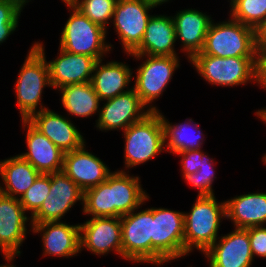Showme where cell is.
<instances>
[{
  "label": "cell",
  "instance_id": "obj_16",
  "mask_svg": "<svg viewBox=\"0 0 266 267\" xmlns=\"http://www.w3.org/2000/svg\"><path fill=\"white\" fill-rule=\"evenodd\" d=\"M204 257L209 267H251L254 257L248 228H234L230 233L219 236Z\"/></svg>",
  "mask_w": 266,
  "mask_h": 267
},
{
  "label": "cell",
  "instance_id": "obj_36",
  "mask_svg": "<svg viewBox=\"0 0 266 267\" xmlns=\"http://www.w3.org/2000/svg\"><path fill=\"white\" fill-rule=\"evenodd\" d=\"M257 86L266 90V50L257 52Z\"/></svg>",
  "mask_w": 266,
  "mask_h": 267
},
{
  "label": "cell",
  "instance_id": "obj_30",
  "mask_svg": "<svg viewBox=\"0 0 266 267\" xmlns=\"http://www.w3.org/2000/svg\"><path fill=\"white\" fill-rule=\"evenodd\" d=\"M92 22L107 30L113 20L115 5L118 0H69ZM110 22V23H109Z\"/></svg>",
  "mask_w": 266,
  "mask_h": 267
},
{
  "label": "cell",
  "instance_id": "obj_28",
  "mask_svg": "<svg viewBox=\"0 0 266 267\" xmlns=\"http://www.w3.org/2000/svg\"><path fill=\"white\" fill-rule=\"evenodd\" d=\"M57 91L61 93V105L68 116L89 118L99 115L102 101L90 82L66 85Z\"/></svg>",
  "mask_w": 266,
  "mask_h": 267
},
{
  "label": "cell",
  "instance_id": "obj_3",
  "mask_svg": "<svg viewBox=\"0 0 266 267\" xmlns=\"http://www.w3.org/2000/svg\"><path fill=\"white\" fill-rule=\"evenodd\" d=\"M226 220L225 201L215 195L197 196L189 213L184 212V257L194 248L204 254L219 238L222 219Z\"/></svg>",
  "mask_w": 266,
  "mask_h": 267
},
{
  "label": "cell",
  "instance_id": "obj_21",
  "mask_svg": "<svg viewBox=\"0 0 266 267\" xmlns=\"http://www.w3.org/2000/svg\"><path fill=\"white\" fill-rule=\"evenodd\" d=\"M58 56L48 61L51 88L91 81L97 60L86 55L66 52L59 48Z\"/></svg>",
  "mask_w": 266,
  "mask_h": 267
},
{
  "label": "cell",
  "instance_id": "obj_14",
  "mask_svg": "<svg viewBox=\"0 0 266 267\" xmlns=\"http://www.w3.org/2000/svg\"><path fill=\"white\" fill-rule=\"evenodd\" d=\"M105 256L113 252L122 258V228L120 217H93L80 223V251Z\"/></svg>",
  "mask_w": 266,
  "mask_h": 267
},
{
  "label": "cell",
  "instance_id": "obj_10",
  "mask_svg": "<svg viewBox=\"0 0 266 267\" xmlns=\"http://www.w3.org/2000/svg\"><path fill=\"white\" fill-rule=\"evenodd\" d=\"M138 209L120 217L122 258L132 263L152 264L153 207Z\"/></svg>",
  "mask_w": 266,
  "mask_h": 267
},
{
  "label": "cell",
  "instance_id": "obj_12",
  "mask_svg": "<svg viewBox=\"0 0 266 267\" xmlns=\"http://www.w3.org/2000/svg\"><path fill=\"white\" fill-rule=\"evenodd\" d=\"M155 9L145 0H118L112 24L126 54H131L141 43L148 21Z\"/></svg>",
  "mask_w": 266,
  "mask_h": 267
},
{
  "label": "cell",
  "instance_id": "obj_5",
  "mask_svg": "<svg viewBox=\"0 0 266 267\" xmlns=\"http://www.w3.org/2000/svg\"><path fill=\"white\" fill-rule=\"evenodd\" d=\"M124 168L119 171L129 172L165 151L164 129L161 111H153L142 120L131 124L123 131Z\"/></svg>",
  "mask_w": 266,
  "mask_h": 267
},
{
  "label": "cell",
  "instance_id": "obj_37",
  "mask_svg": "<svg viewBox=\"0 0 266 267\" xmlns=\"http://www.w3.org/2000/svg\"><path fill=\"white\" fill-rule=\"evenodd\" d=\"M258 50H266V23L257 31Z\"/></svg>",
  "mask_w": 266,
  "mask_h": 267
},
{
  "label": "cell",
  "instance_id": "obj_38",
  "mask_svg": "<svg viewBox=\"0 0 266 267\" xmlns=\"http://www.w3.org/2000/svg\"><path fill=\"white\" fill-rule=\"evenodd\" d=\"M5 1L14 5L20 12H22L23 9H25L24 7H26V5H28V3L31 2V0H5Z\"/></svg>",
  "mask_w": 266,
  "mask_h": 267
},
{
  "label": "cell",
  "instance_id": "obj_33",
  "mask_svg": "<svg viewBox=\"0 0 266 267\" xmlns=\"http://www.w3.org/2000/svg\"><path fill=\"white\" fill-rule=\"evenodd\" d=\"M21 12L5 0H0V45L14 33L19 26Z\"/></svg>",
  "mask_w": 266,
  "mask_h": 267
},
{
  "label": "cell",
  "instance_id": "obj_1",
  "mask_svg": "<svg viewBox=\"0 0 266 267\" xmlns=\"http://www.w3.org/2000/svg\"><path fill=\"white\" fill-rule=\"evenodd\" d=\"M140 179L129 172L113 171L106 181L84 191L82 213L91 218L121 217L141 208L150 197Z\"/></svg>",
  "mask_w": 266,
  "mask_h": 267
},
{
  "label": "cell",
  "instance_id": "obj_8",
  "mask_svg": "<svg viewBox=\"0 0 266 267\" xmlns=\"http://www.w3.org/2000/svg\"><path fill=\"white\" fill-rule=\"evenodd\" d=\"M126 55L134 57L136 60L145 59L135 70L133 78H136L132 87L150 112L160 111L153 103L163 95L175 74L174 72L180 68L179 56Z\"/></svg>",
  "mask_w": 266,
  "mask_h": 267
},
{
  "label": "cell",
  "instance_id": "obj_34",
  "mask_svg": "<svg viewBox=\"0 0 266 267\" xmlns=\"http://www.w3.org/2000/svg\"><path fill=\"white\" fill-rule=\"evenodd\" d=\"M203 153L204 151L202 149L175 153V155H178L179 157L182 158L180 160L181 162L180 165L182 172L181 175L183 178L188 174L197 172L198 169L201 168L202 165L201 157Z\"/></svg>",
  "mask_w": 266,
  "mask_h": 267
},
{
  "label": "cell",
  "instance_id": "obj_9",
  "mask_svg": "<svg viewBox=\"0 0 266 267\" xmlns=\"http://www.w3.org/2000/svg\"><path fill=\"white\" fill-rule=\"evenodd\" d=\"M184 226V212L153 207V265L161 266L184 258Z\"/></svg>",
  "mask_w": 266,
  "mask_h": 267
},
{
  "label": "cell",
  "instance_id": "obj_32",
  "mask_svg": "<svg viewBox=\"0 0 266 267\" xmlns=\"http://www.w3.org/2000/svg\"><path fill=\"white\" fill-rule=\"evenodd\" d=\"M50 175L40 174L33 185L19 198L25 211L32 216L50 193Z\"/></svg>",
  "mask_w": 266,
  "mask_h": 267
},
{
  "label": "cell",
  "instance_id": "obj_6",
  "mask_svg": "<svg viewBox=\"0 0 266 267\" xmlns=\"http://www.w3.org/2000/svg\"><path fill=\"white\" fill-rule=\"evenodd\" d=\"M257 52V31L229 16L226 21L211 22L203 49L197 54L217 57H257Z\"/></svg>",
  "mask_w": 266,
  "mask_h": 267
},
{
  "label": "cell",
  "instance_id": "obj_31",
  "mask_svg": "<svg viewBox=\"0 0 266 267\" xmlns=\"http://www.w3.org/2000/svg\"><path fill=\"white\" fill-rule=\"evenodd\" d=\"M209 154L204 152L201 160V168L197 172L188 174L184 177L185 183L198 189L197 196H211L215 195L213 190V182L217 177L215 176L214 158L208 156Z\"/></svg>",
  "mask_w": 266,
  "mask_h": 267
},
{
  "label": "cell",
  "instance_id": "obj_26",
  "mask_svg": "<svg viewBox=\"0 0 266 267\" xmlns=\"http://www.w3.org/2000/svg\"><path fill=\"white\" fill-rule=\"evenodd\" d=\"M41 173L20 155L0 161V192L20 198L35 182Z\"/></svg>",
  "mask_w": 266,
  "mask_h": 267
},
{
  "label": "cell",
  "instance_id": "obj_23",
  "mask_svg": "<svg viewBox=\"0 0 266 267\" xmlns=\"http://www.w3.org/2000/svg\"><path fill=\"white\" fill-rule=\"evenodd\" d=\"M96 62L90 83L101 101L114 98L133 89L128 87L133 79V69L125 62Z\"/></svg>",
  "mask_w": 266,
  "mask_h": 267
},
{
  "label": "cell",
  "instance_id": "obj_35",
  "mask_svg": "<svg viewBox=\"0 0 266 267\" xmlns=\"http://www.w3.org/2000/svg\"><path fill=\"white\" fill-rule=\"evenodd\" d=\"M251 251L253 257L266 258V227L253 226L248 228Z\"/></svg>",
  "mask_w": 266,
  "mask_h": 267
},
{
  "label": "cell",
  "instance_id": "obj_2",
  "mask_svg": "<svg viewBox=\"0 0 266 267\" xmlns=\"http://www.w3.org/2000/svg\"><path fill=\"white\" fill-rule=\"evenodd\" d=\"M44 50L43 42L35 41L32 44L14 84L21 120H27L32 114L48 108L42 103L44 88H51Z\"/></svg>",
  "mask_w": 266,
  "mask_h": 267
},
{
  "label": "cell",
  "instance_id": "obj_4",
  "mask_svg": "<svg viewBox=\"0 0 266 267\" xmlns=\"http://www.w3.org/2000/svg\"><path fill=\"white\" fill-rule=\"evenodd\" d=\"M70 17L65 22L60 35L59 48L66 52L86 55L97 61L104 59L110 51L112 44L106 41L107 30L92 22L69 0H62Z\"/></svg>",
  "mask_w": 266,
  "mask_h": 267
},
{
  "label": "cell",
  "instance_id": "obj_7",
  "mask_svg": "<svg viewBox=\"0 0 266 267\" xmlns=\"http://www.w3.org/2000/svg\"><path fill=\"white\" fill-rule=\"evenodd\" d=\"M188 62L204 81L221 87L257 82V57H217L195 54Z\"/></svg>",
  "mask_w": 266,
  "mask_h": 267
},
{
  "label": "cell",
  "instance_id": "obj_24",
  "mask_svg": "<svg viewBox=\"0 0 266 267\" xmlns=\"http://www.w3.org/2000/svg\"><path fill=\"white\" fill-rule=\"evenodd\" d=\"M176 32L172 16L152 15L140 45L131 54L150 56H178L175 48Z\"/></svg>",
  "mask_w": 266,
  "mask_h": 267
},
{
  "label": "cell",
  "instance_id": "obj_18",
  "mask_svg": "<svg viewBox=\"0 0 266 267\" xmlns=\"http://www.w3.org/2000/svg\"><path fill=\"white\" fill-rule=\"evenodd\" d=\"M31 224L32 232L40 233L43 257L71 258L81 253L79 223L70 225L66 221H56Z\"/></svg>",
  "mask_w": 266,
  "mask_h": 267
},
{
  "label": "cell",
  "instance_id": "obj_11",
  "mask_svg": "<svg viewBox=\"0 0 266 267\" xmlns=\"http://www.w3.org/2000/svg\"><path fill=\"white\" fill-rule=\"evenodd\" d=\"M50 193L41 207L31 216V223L63 221L66 213L79 201L83 209L84 191L63 170L51 172Z\"/></svg>",
  "mask_w": 266,
  "mask_h": 267
},
{
  "label": "cell",
  "instance_id": "obj_19",
  "mask_svg": "<svg viewBox=\"0 0 266 267\" xmlns=\"http://www.w3.org/2000/svg\"><path fill=\"white\" fill-rule=\"evenodd\" d=\"M85 144L78 149L64 153L63 162V171L83 191L106 181L112 173L102 159L86 150Z\"/></svg>",
  "mask_w": 266,
  "mask_h": 267
},
{
  "label": "cell",
  "instance_id": "obj_41",
  "mask_svg": "<svg viewBox=\"0 0 266 267\" xmlns=\"http://www.w3.org/2000/svg\"><path fill=\"white\" fill-rule=\"evenodd\" d=\"M147 3H149L154 8L157 6H162L164 3H168L170 0H145Z\"/></svg>",
  "mask_w": 266,
  "mask_h": 267
},
{
  "label": "cell",
  "instance_id": "obj_13",
  "mask_svg": "<svg viewBox=\"0 0 266 267\" xmlns=\"http://www.w3.org/2000/svg\"><path fill=\"white\" fill-rule=\"evenodd\" d=\"M95 127L99 131L126 130L131 124L142 120L150 110L141 102L134 89L104 100Z\"/></svg>",
  "mask_w": 266,
  "mask_h": 267
},
{
  "label": "cell",
  "instance_id": "obj_17",
  "mask_svg": "<svg viewBox=\"0 0 266 267\" xmlns=\"http://www.w3.org/2000/svg\"><path fill=\"white\" fill-rule=\"evenodd\" d=\"M27 121L63 153L78 149L86 143L81 131L71 122L70 117H65L51 109L36 112Z\"/></svg>",
  "mask_w": 266,
  "mask_h": 267
},
{
  "label": "cell",
  "instance_id": "obj_40",
  "mask_svg": "<svg viewBox=\"0 0 266 267\" xmlns=\"http://www.w3.org/2000/svg\"><path fill=\"white\" fill-rule=\"evenodd\" d=\"M255 115L266 124V107L256 110Z\"/></svg>",
  "mask_w": 266,
  "mask_h": 267
},
{
  "label": "cell",
  "instance_id": "obj_27",
  "mask_svg": "<svg viewBox=\"0 0 266 267\" xmlns=\"http://www.w3.org/2000/svg\"><path fill=\"white\" fill-rule=\"evenodd\" d=\"M161 121L164 129L166 153L174 155L183 151L202 149L205 136L199 124L194 122L192 118H187L184 123L173 124L161 113Z\"/></svg>",
  "mask_w": 266,
  "mask_h": 267
},
{
  "label": "cell",
  "instance_id": "obj_15",
  "mask_svg": "<svg viewBox=\"0 0 266 267\" xmlns=\"http://www.w3.org/2000/svg\"><path fill=\"white\" fill-rule=\"evenodd\" d=\"M19 198L7 196L0 192V252L3 256H20L23 242L27 237V215Z\"/></svg>",
  "mask_w": 266,
  "mask_h": 267
},
{
  "label": "cell",
  "instance_id": "obj_42",
  "mask_svg": "<svg viewBox=\"0 0 266 267\" xmlns=\"http://www.w3.org/2000/svg\"><path fill=\"white\" fill-rule=\"evenodd\" d=\"M262 161H263L264 164H266V154H263Z\"/></svg>",
  "mask_w": 266,
  "mask_h": 267
},
{
  "label": "cell",
  "instance_id": "obj_29",
  "mask_svg": "<svg viewBox=\"0 0 266 267\" xmlns=\"http://www.w3.org/2000/svg\"><path fill=\"white\" fill-rule=\"evenodd\" d=\"M230 17L258 31L266 23V0H230Z\"/></svg>",
  "mask_w": 266,
  "mask_h": 267
},
{
  "label": "cell",
  "instance_id": "obj_25",
  "mask_svg": "<svg viewBox=\"0 0 266 267\" xmlns=\"http://www.w3.org/2000/svg\"><path fill=\"white\" fill-rule=\"evenodd\" d=\"M226 219L234 228L266 225V192H249L225 200Z\"/></svg>",
  "mask_w": 266,
  "mask_h": 267
},
{
  "label": "cell",
  "instance_id": "obj_39",
  "mask_svg": "<svg viewBox=\"0 0 266 267\" xmlns=\"http://www.w3.org/2000/svg\"><path fill=\"white\" fill-rule=\"evenodd\" d=\"M18 256H4V260L7 262L5 264H0V267H16V265L14 266L13 261H15L14 259L17 258Z\"/></svg>",
  "mask_w": 266,
  "mask_h": 267
},
{
  "label": "cell",
  "instance_id": "obj_22",
  "mask_svg": "<svg viewBox=\"0 0 266 267\" xmlns=\"http://www.w3.org/2000/svg\"><path fill=\"white\" fill-rule=\"evenodd\" d=\"M26 132L27 151L19 155L41 174L63 170L64 153L27 120H21Z\"/></svg>",
  "mask_w": 266,
  "mask_h": 267
},
{
  "label": "cell",
  "instance_id": "obj_20",
  "mask_svg": "<svg viewBox=\"0 0 266 267\" xmlns=\"http://www.w3.org/2000/svg\"><path fill=\"white\" fill-rule=\"evenodd\" d=\"M178 11L172 16L176 41L180 40V50L184 54L186 53L187 60H190L203 49L205 37L213 19L210 15L195 8H185Z\"/></svg>",
  "mask_w": 266,
  "mask_h": 267
}]
</instances>
